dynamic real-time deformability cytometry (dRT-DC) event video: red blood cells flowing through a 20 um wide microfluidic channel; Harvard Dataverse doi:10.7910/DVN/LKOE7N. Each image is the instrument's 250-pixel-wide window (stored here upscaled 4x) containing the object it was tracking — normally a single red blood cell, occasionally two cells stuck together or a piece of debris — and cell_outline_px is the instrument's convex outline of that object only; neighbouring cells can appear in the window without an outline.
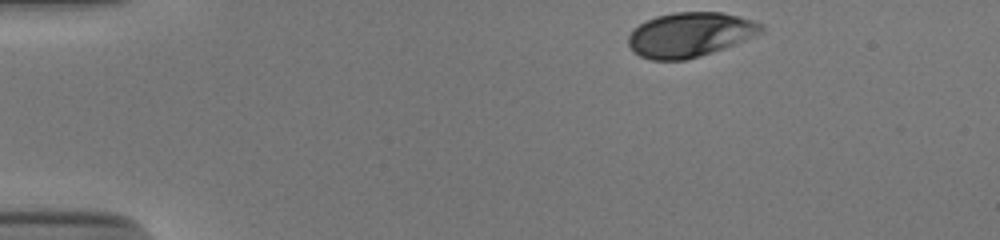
{"species": "human", "species_latin": "Homo sapiens", "temperature_condition": "cold", "stored_images_in_passage": 37, "camera_frame_rate_fps": 3000, "um_per_image_px": 0.085, "donor": {"sex": "male"}, "frame": {"image": 1, "passage_image": 1, "time_ms": 0.0, "image_size_px": [1000, 240], "cell_outline_px": [[764, 32], [724, 48], [700, 56], [684, 60], [652, 60], [640, 56], [628, 44], [628, 36], [632, 28], [656, 16], [676, 12], [720, 12], [752, 20], [764, 24]], "centroid_in_image_um": [58.65, 2.94], "position_along_channel_um": 26.4, "area_um2": 34.33}}
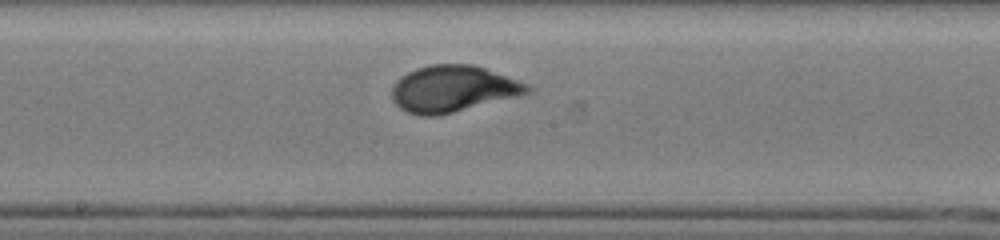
{"frame": {"image": 2, "passage_image": 22, "time_ms": 7.0, "image_size_px": [1000, 240], "cell_outline_px": [[532, 88], [528, 92], [452, 112], [436, 116], [420, 116], [408, 112], [400, 108], [392, 100], [392, 88], [396, 80], [408, 72], [416, 68], [432, 64], [472, 64], [484, 68], [528, 84]], "centroid_in_image_um": [38.42, 7.54], "position_along_channel_um": 209.8, "area_um2": 35.89}}
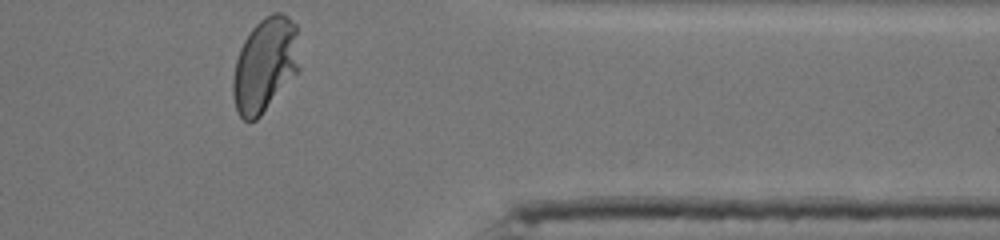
{"frame": {"image": 3, "passage_image": 37, "time_ms": 12.0, "image_size_px": [1000, 240], "cell_outline_px": [[300, 68], [260, 116], [256, 120], [244, 120], [240, 116], [236, 108], [232, 92], [232, 80], [236, 60], [240, 48], [244, 40], [252, 28], [264, 16], [272, 12], [280, 12], [288, 16], [296, 24]], "centroid_in_image_um": [22.52, 5.48], "position_along_channel_um": 388.9, "area_um2": 36.41}, "authors_computed_cell_mechanics": {"area_um2": 35.3736, "velocity_mm_per_s": 3.8399, "shape_relaxation_time_tau1_ms": 3.99, "shape_relaxation_time_tau2_ms": null, "deformation_change_tau1": 0.177, "deformation_change_tau2": null}}